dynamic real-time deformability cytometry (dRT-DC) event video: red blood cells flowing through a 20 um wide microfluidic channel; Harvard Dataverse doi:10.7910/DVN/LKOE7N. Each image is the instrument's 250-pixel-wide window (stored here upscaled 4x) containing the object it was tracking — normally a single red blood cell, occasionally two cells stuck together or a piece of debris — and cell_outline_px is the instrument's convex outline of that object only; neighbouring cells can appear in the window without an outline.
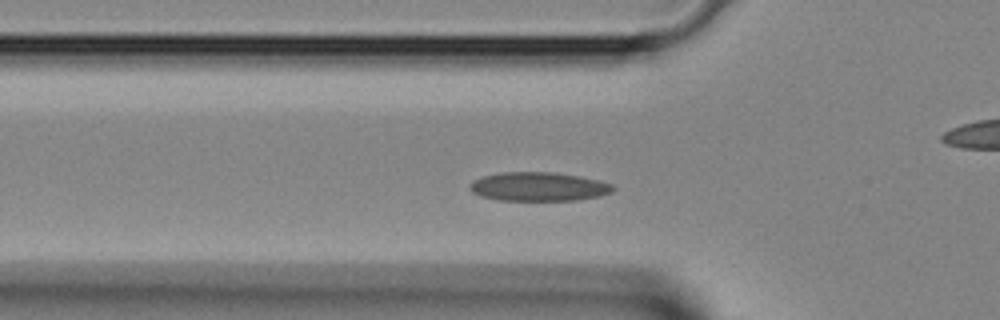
{"species": "Egyptian fruit bat (a non-hibernating species)", "species_latin": "Rousettus aegyptiacus", "temperature_condition": "room temperature", "stored_images_in_passage": 37, "camera_frame_rate_fps": 3000, "um_per_image_px": 0.085, "animal": {"sex": "female"}, "frame": {"image": 1, "passage_image": 9, "time_ms": 2.667, "image_size_px": [1000, 320], "cell_outline_px": [[616, 188], [612, 192], [600, 196], [576, 200], [500, 200], [480, 196], [472, 192], [468, 188], [468, 184], [472, 180], [484, 176], [504, 172], [552, 172], [576, 176], [596, 180], [612, 184]], "centroid_in_image_um": [45.74, 15.87], "position_along_channel_um": 80.1, "area_um2": 23.99}}
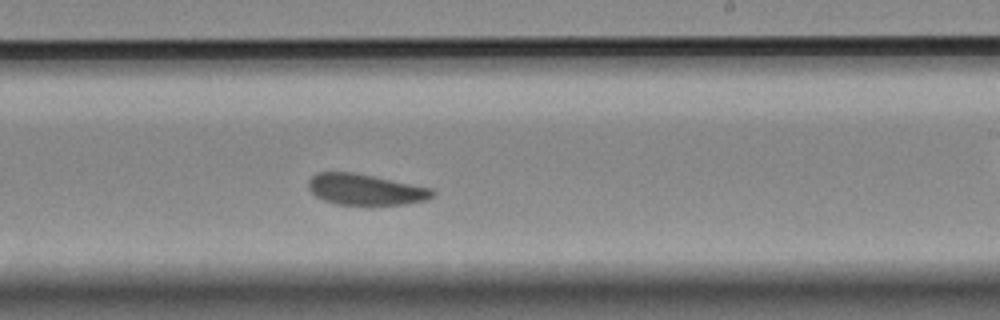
{"frame": {"image": 2, "passage_image": 20, "time_ms": 6.333, "image_size_px": [1000, 320], "cell_outline_px": [[436, 192], [428, 200], [404, 204], [336, 204], [324, 200], [316, 196], [308, 188], [308, 180], [316, 172], [352, 172], [432, 188]], "centroid_in_image_um": [31.05, 16.1], "position_along_channel_um": 258.0, "area_um2": 22.2}}
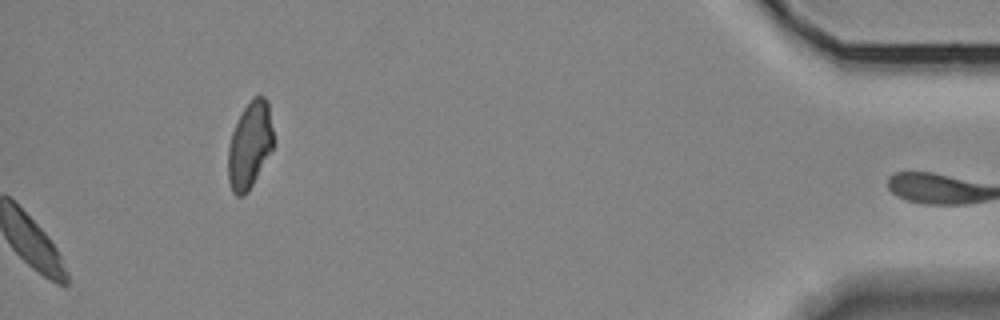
{"frame": {"image": 3, "passage_image": 37, "time_ms": 12.0, "image_size_px": [1000, 320], "cell_outline_px": [[272, 148], [248, 192], [244, 196], [236, 196], [232, 192], [228, 180], [228, 148], [232, 132], [244, 108], [260, 92], [268, 100], [272, 128]], "centroid_in_image_um": [21.21, 12.34], "position_along_channel_um": 414.0, "area_um2": 22.54}}